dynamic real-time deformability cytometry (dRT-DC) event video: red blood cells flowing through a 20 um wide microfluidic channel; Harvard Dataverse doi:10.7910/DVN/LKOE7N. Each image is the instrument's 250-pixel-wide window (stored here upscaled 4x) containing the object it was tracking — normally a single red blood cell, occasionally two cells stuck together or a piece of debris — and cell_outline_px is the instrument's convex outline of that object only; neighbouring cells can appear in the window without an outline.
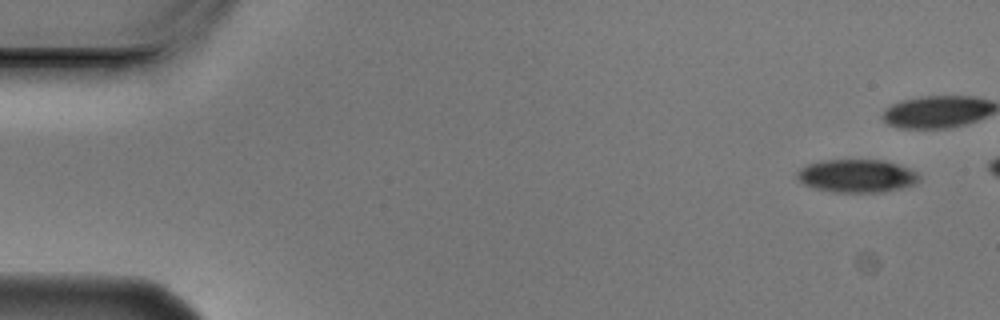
{"species": "Egyptian fruit bat (a non-hibernating species)", "species_latin": "Rousettus aegyptiacus", "temperature_condition": "cold", "stored_images_in_passage": 9, "camera_frame_rate_fps": 3000, "um_per_image_px": 0.085, "animal": {"sex": "male"}, "frame": {"image": 1, "passage_image": 1, "time_ms": 0.0, "image_size_px": [1000, 320], "cell_outline_px": [[920, 180], [912, 184], [900, 188], [884, 192], [832, 192], [812, 188], [804, 184], [796, 176], [796, 172], [800, 168], [808, 164], [820, 160], [884, 160], [908, 168], [916, 172], [920, 176]], "centroid_in_image_um": [72.79, 14.95], "position_along_channel_um": 12.2, "area_um2": 23.52}}
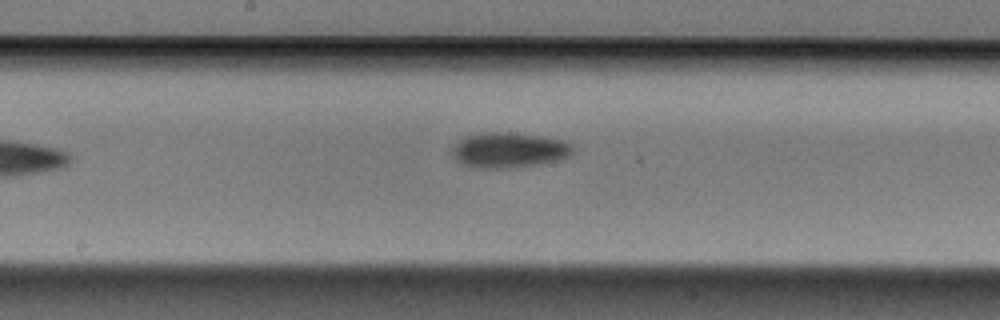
{"frame": {"image": 2, "passage_image": 8, "time_ms": 2.333, "image_size_px": [1000, 320], "cell_outline_px": [[576, 152], [568, 156], [556, 160], [536, 164], [496, 168], [472, 168], [460, 164], [452, 156], [452, 148], [460, 140], [468, 136], [480, 132], [508, 132], [544, 136], [564, 140], [572, 144], [576, 148]], "centroid_in_image_um": [43.27, 12.74], "position_along_channel_um": 204.9, "area_um2": 24.91}}